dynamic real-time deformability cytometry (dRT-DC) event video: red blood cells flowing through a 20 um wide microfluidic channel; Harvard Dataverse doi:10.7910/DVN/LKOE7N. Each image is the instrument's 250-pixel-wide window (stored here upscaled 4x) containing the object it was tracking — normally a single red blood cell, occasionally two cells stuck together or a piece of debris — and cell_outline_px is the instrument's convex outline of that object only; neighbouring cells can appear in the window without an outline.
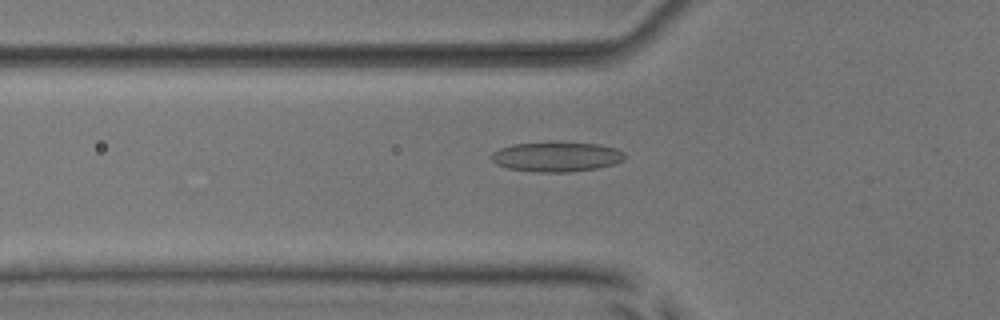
{"species": "common noctule bat (a hibernating species)", "species_latin": "Nyctalus noctula", "temperature_condition": "room temperature", "stored_images_in_passage": 40, "camera_frame_rate_fps": 3000, "um_per_image_px": 0.085, "animal": {"sex": "male", "body_mass_g": 17.9, "forearm_length_mm": 54.2}, "frame": {"image": 1, "passage_image": 19, "time_ms": 6.0, "image_size_px": [1000, 320], "cell_outline_px": [[624, 160], [612, 164], [596, 168], [568, 172], [532, 172], [508, 168], [496, 164], [488, 156], [492, 152], [500, 148], [512, 144], [600, 144], [616, 148], [624, 152]], "centroid_in_image_um": [47.26, 13.35], "position_along_channel_um": 78.5, "area_um2": 22.6}}
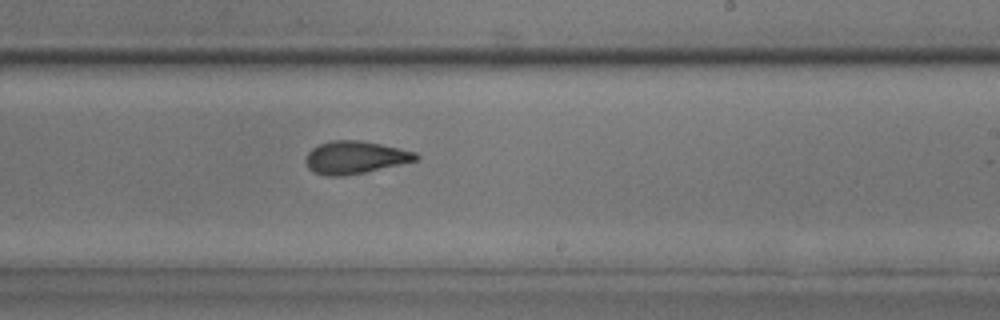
{"frame": {"image": 2, "passage_image": 33, "time_ms": 10.667, "image_size_px": [1000, 320], "cell_outline_px": [[420, 160], [364, 172], [344, 176], [324, 176], [312, 172], [308, 168], [304, 160], [308, 152], [312, 148], [320, 144], [332, 140], [360, 140], [380, 144], [416, 152], [420, 156]], "centroid_in_image_um": [30.17, 13.39], "position_along_channel_um": 258.8, "area_um2": 21.1}}
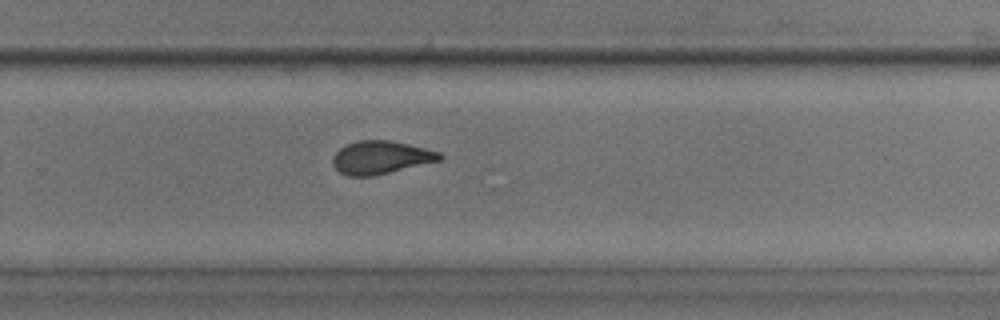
{"frame": {"image": 3, "passage_image": 36, "time_ms": 11.667, "image_size_px": [1000, 320], "cell_outline_px": [[444, 156], [440, 160], [372, 176], [348, 176], [340, 172], [332, 164], [332, 156], [344, 144], [360, 140], [388, 140], [408, 144], [440, 152]], "centroid_in_image_um": [32.32, 13.37], "position_along_channel_um": 297.5, "area_um2": 20.46}}